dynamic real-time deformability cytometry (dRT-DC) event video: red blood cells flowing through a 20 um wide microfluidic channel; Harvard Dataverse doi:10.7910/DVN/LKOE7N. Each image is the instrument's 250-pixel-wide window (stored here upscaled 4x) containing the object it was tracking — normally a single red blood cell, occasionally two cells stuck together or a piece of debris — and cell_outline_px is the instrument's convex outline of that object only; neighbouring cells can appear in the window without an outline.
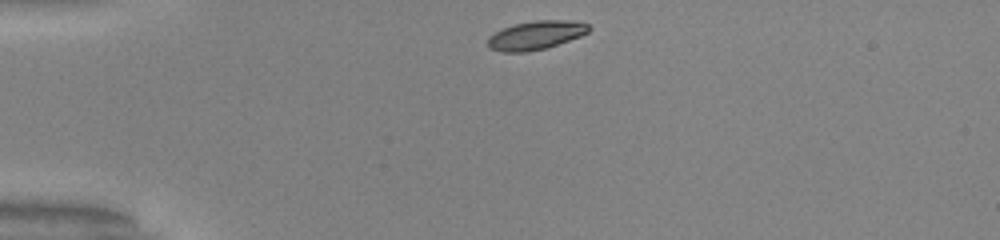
{"species": "common noctule bat (a hibernating species)", "species_latin": "Nyctalus noctula", "temperature_condition": "warm", "stored_images_in_passage": 33, "camera_frame_rate_fps": 3000, "um_per_image_px": 0.085, "animal": {"sex": "male", "body_mass_g": 20.0, "forearm_length_mm": 53.3}, "frame": {"image": 1, "passage_image": 1, "time_ms": 0.0, "image_size_px": [1000, 240], "cell_outline_px": [[592, 28], [588, 32], [580, 36], [544, 48], [528, 52], [500, 52], [488, 48], [488, 36], [512, 24], [536, 20], [568, 20], [588, 24]], "centroid_in_image_um": [45.52, 2.99], "position_along_channel_um": 39.5, "area_um2": 16.82}}
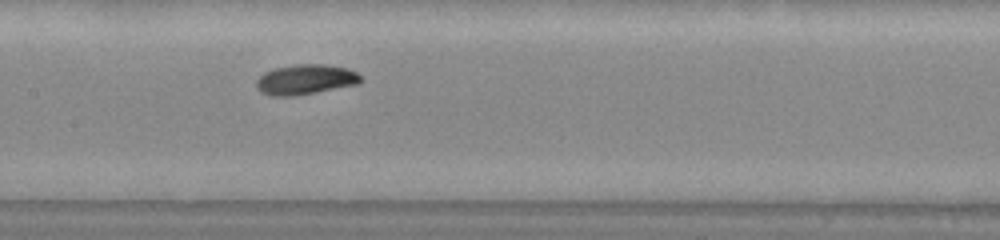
{"frame": {"image": 2, "passage_image": 15, "time_ms": 4.667, "image_size_px": [1000, 240], "cell_outline_px": [[364, 80], [360, 84], [296, 96], [272, 96], [260, 92], [256, 88], [256, 80], [264, 72], [276, 68], [296, 64], [324, 64], [348, 68], [356, 72]], "centroid_in_image_um": [25.99, 6.77], "position_along_channel_um": 181.4, "area_um2": 18.55}}
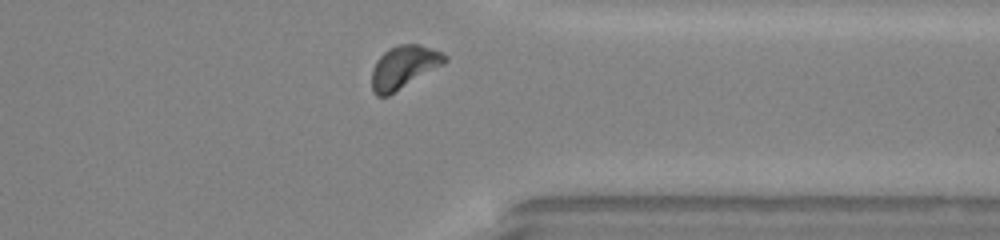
{"frame": {"image": 3, "passage_image": 30, "time_ms": 9.667, "image_size_px": [1000, 240], "cell_outline_px": [[448, 60], [444, 64], [388, 96], [376, 96], [372, 92], [372, 68], [376, 60], [388, 48], [400, 44], [420, 44], [432, 48], [448, 56]], "centroid_in_image_um": [34.31, 5.7], "position_along_channel_um": 377.1, "area_um2": 18.32}, "authors_computed_cell_mechanics": {"area_um2": 17.5712, "velocity_mm_per_s": 3.9721, "shape_relaxation_time_tau1_ms": 2.1905, "shape_relaxation_time_tau2_ms": null, "deformation_change_tau1": 0.0954, "deformation_change_tau2": null}}